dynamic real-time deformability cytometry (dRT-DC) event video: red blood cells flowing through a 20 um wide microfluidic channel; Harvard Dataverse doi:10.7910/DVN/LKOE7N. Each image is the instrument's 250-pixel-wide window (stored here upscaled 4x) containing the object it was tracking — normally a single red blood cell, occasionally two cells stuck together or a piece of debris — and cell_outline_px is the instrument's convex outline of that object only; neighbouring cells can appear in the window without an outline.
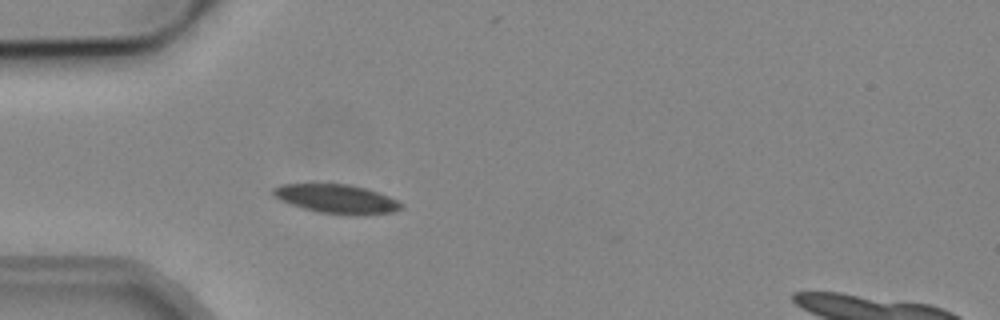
{"species": "common noctule bat (a hibernating species)", "species_latin": "Nyctalus noctula", "temperature_condition": "cold", "stored_images_in_passage": 41, "camera_frame_rate_fps": 3000, "um_per_image_px": 0.085, "animal": {"sex": "male", "body_mass_g": 19.2, "forearm_length_mm": 51.8}, "frame": {"image": 1, "passage_image": 3, "time_ms": 0.667, "image_size_px": [1000, 320], "cell_outline_px": [[404, 208], [392, 212], [356, 216], [320, 212], [304, 208], [280, 200], [272, 196], [272, 188], [280, 184], [348, 184], [380, 192], [404, 204]], "centroid_in_image_um": [28.63, 16.91], "position_along_channel_um": 56.4, "area_um2": 21.68}}
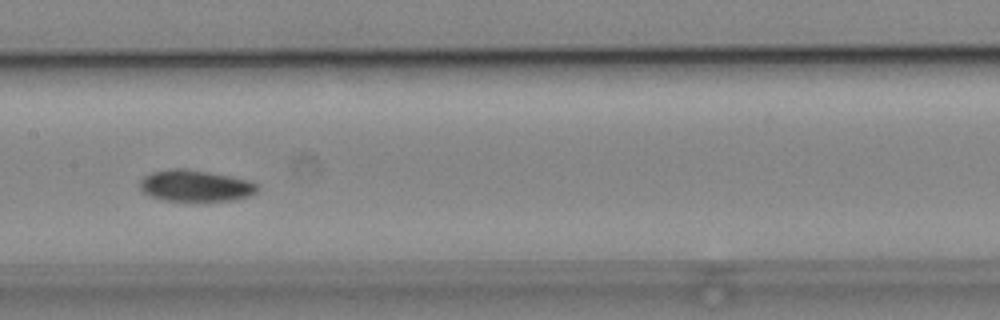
{"frame": {"image": 2, "passage_image": 14, "time_ms": 4.333, "image_size_px": [1000, 320], "cell_outline_px": [[260, 188], [256, 192], [248, 196], [232, 200], [164, 200], [152, 196], [144, 192], [140, 188], [140, 180], [144, 176], [152, 172], [176, 168], [184, 168], [208, 172], [248, 180], [260, 184]], "centroid_in_image_um": [16.63, 15.78], "position_along_channel_um": 190.8, "area_um2": 21.21}}
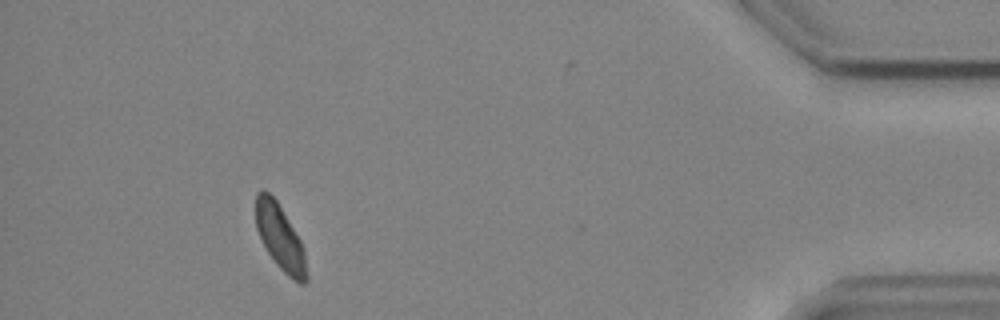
{"frame": {"image": 3, "passage_image": 36, "time_ms": 11.667, "image_size_px": [1000, 320], "cell_outline_px": [[308, 280], [304, 284], [300, 284], [292, 280], [276, 264], [268, 252], [256, 228], [256, 192], [260, 188], [264, 188], [276, 200], [300, 240], [304, 248], [308, 276]], "centroid_in_image_um": [23.82, 20.2], "position_along_channel_um": 411.4, "area_um2": 19.31}}